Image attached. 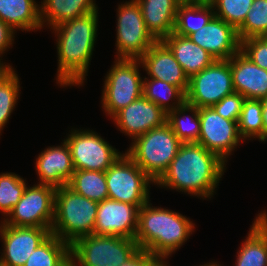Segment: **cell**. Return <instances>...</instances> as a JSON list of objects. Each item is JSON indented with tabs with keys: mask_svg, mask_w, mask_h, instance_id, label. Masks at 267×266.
<instances>
[{
	"mask_svg": "<svg viewBox=\"0 0 267 266\" xmlns=\"http://www.w3.org/2000/svg\"><path fill=\"white\" fill-rule=\"evenodd\" d=\"M225 170L226 162L215 153L197 142L183 143L154 185L206 200L216 193Z\"/></svg>",
	"mask_w": 267,
	"mask_h": 266,
	"instance_id": "cell-1",
	"label": "cell"
},
{
	"mask_svg": "<svg viewBox=\"0 0 267 266\" xmlns=\"http://www.w3.org/2000/svg\"><path fill=\"white\" fill-rule=\"evenodd\" d=\"M98 14L95 10L50 28L57 37L56 83L61 87L85 82L97 39Z\"/></svg>",
	"mask_w": 267,
	"mask_h": 266,
	"instance_id": "cell-2",
	"label": "cell"
},
{
	"mask_svg": "<svg viewBox=\"0 0 267 266\" xmlns=\"http://www.w3.org/2000/svg\"><path fill=\"white\" fill-rule=\"evenodd\" d=\"M150 201L139 209L135 241L139 249L166 260L185 244L195 224L179 212L153 207Z\"/></svg>",
	"mask_w": 267,
	"mask_h": 266,
	"instance_id": "cell-3",
	"label": "cell"
},
{
	"mask_svg": "<svg viewBox=\"0 0 267 266\" xmlns=\"http://www.w3.org/2000/svg\"><path fill=\"white\" fill-rule=\"evenodd\" d=\"M98 202L90 200L67 185L56 188L51 233L69 245L93 234Z\"/></svg>",
	"mask_w": 267,
	"mask_h": 266,
	"instance_id": "cell-4",
	"label": "cell"
},
{
	"mask_svg": "<svg viewBox=\"0 0 267 266\" xmlns=\"http://www.w3.org/2000/svg\"><path fill=\"white\" fill-rule=\"evenodd\" d=\"M182 144L166 122L136 137L125 152L156 182L167 170Z\"/></svg>",
	"mask_w": 267,
	"mask_h": 266,
	"instance_id": "cell-5",
	"label": "cell"
},
{
	"mask_svg": "<svg viewBox=\"0 0 267 266\" xmlns=\"http://www.w3.org/2000/svg\"><path fill=\"white\" fill-rule=\"evenodd\" d=\"M138 250L135 239L91 234L70 245L71 266H121Z\"/></svg>",
	"mask_w": 267,
	"mask_h": 266,
	"instance_id": "cell-6",
	"label": "cell"
},
{
	"mask_svg": "<svg viewBox=\"0 0 267 266\" xmlns=\"http://www.w3.org/2000/svg\"><path fill=\"white\" fill-rule=\"evenodd\" d=\"M113 64L105 76L101 97L103 111L110 118L140 98L143 92L139 59L117 58Z\"/></svg>",
	"mask_w": 267,
	"mask_h": 266,
	"instance_id": "cell-7",
	"label": "cell"
},
{
	"mask_svg": "<svg viewBox=\"0 0 267 266\" xmlns=\"http://www.w3.org/2000/svg\"><path fill=\"white\" fill-rule=\"evenodd\" d=\"M108 198L134 205H145L150 185L155 183L127 154L123 153L106 171Z\"/></svg>",
	"mask_w": 267,
	"mask_h": 266,
	"instance_id": "cell-8",
	"label": "cell"
},
{
	"mask_svg": "<svg viewBox=\"0 0 267 266\" xmlns=\"http://www.w3.org/2000/svg\"><path fill=\"white\" fill-rule=\"evenodd\" d=\"M115 58L139 59L157 41L147 29L137 0L118 5Z\"/></svg>",
	"mask_w": 267,
	"mask_h": 266,
	"instance_id": "cell-9",
	"label": "cell"
},
{
	"mask_svg": "<svg viewBox=\"0 0 267 266\" xmlns=\"http://www.w3.org/2000/svg\"><path fill=\"white\" fill-rule=\"evenodd\" d=\"M55 192L56 188L49 185L37 183L26 186L21 199L2 222L10 226L41 227L51 231Z\"/></svg>",
	"mask_w": 267,
	"mask_h": 266,
	"instance_id": "cell-10",
	"label": "cell"
},
{
	"mask_svg": "<svg viewBox=\"0 0 267 266\" xmlns=\"http://www.w3.org/2000/svg\"><path fill=\"white\" fill-rule=\"evenodd\" d=\"M64 140L69 146L75 170L105 172L123 154L89 129H71Z\"/></svg>",
	"mask_w": 267,
	"mask_h": 266,
	"instance_id": "cell-11",
	"label": "cell"
},
{
	"mask_svg": "<svg viewBox=\"0 0 267 266\" xmlns=\"http://www.w3.org/2000/svg\"><path fill=\"white\" fill-rule=\"evenodd\" d=\"M234 92L230 59L215 60L189 78L186 102L197 108L212 107Z\"/></svg>",
	"mask_w": 267,
	"mask_h": 266,
	"instance_id": "cell-12",
	"label": "cell"
},
{
	"mask_svg": "<svg viewBox=\"0 0 267 266\" xmlns=\"http://www.w3.org/2000/svg\"><path fill=\"white\" fill-rule=\"evenodd\" d=\"M199 118L200 136L197 143L227 163L232 151L244 141L237 122L223 118L212 107L199 108Z\"/></svg>",
	"mask_w": 267,
	"mask_h": 266,
	"instance_id": "cell-13",
	"label": "cell"
},
{
	"mask_svg": "<svg viewBox=\"0 0 267 266\" xmlns=\"http://www.w3.org/2000/svg\"><path fill=\"white\" fill-rule=\"evenodd\" d=\"M48 228L18 227L0 223V240L3 249L0 263L4 266H24L27 259L49 235Z\"/></svg>",
	"mask_w": 267,
	"mask_h": 266,
	"instance_id": "cell-14",
	"label": "cell"
},
{
	"mask_svg": "<svg viewBox=\"0 0 267 266\" xmlns=\"http://www.w3.org/2000/svg\"><path fill=\"white\" fill-rule=\"evenodd\" d=\"M141 206L109 198L99 202L93 234L135 239Z\"/></svg>",
	"mask_w": 267,
	"mask_h": 266,
	"instance_id": "cell-15",
	"label": "cell"
},
{
	"mask_svg": "<svg viewBox=\"0 0 267 266\" xmlns=\"http://www.w3.org/2000/svg\"><path fill=\"white\" fill-rule=\"evenodd\" d=\"M119 131L132 138V141L153 128L167 122V114L143 95L118 111L111 118Z\"/></svg>",
	"mask_w": 267,
	"mask_h": 266,
	"instance_id": "cell-16",
	"label": "cell"
},
{
	"mask_svg": "<svg viewBox=\"0 0 267 266\" xmlns=\"http://www.w3.org/2000/svg\"><path fill=\"white\" fill-rule=\"evenodd\" d=\"M189 38L216 60L230 59L240 51L241 47L237 30L216 16L207 25L192 33Z\"/></svg>",
	"mask_w": 267,
	"mask_h": 266,
	"instance_id": "cell-17",
	"label": "cell"
},
{
	"mask_svg": "<svg viewBox=\"0 0 267 266\" xmlns=\"http://www.w3.org/2000/svg\"><path fill=\"white\" fill-rule=\"evenodd\" d=\"M139 60L150 78L175 85L186 94L189 78L162 40H157Z\"/></svg>",
	"mask_w": 267,
	"mask_h": 266,
	"instance_id": "cell-18",
	"label": "cell"
},
{
	"mask_svg": "<svg viewBox=\"0 0 267 266\" xmlns=\"http://www.w3.org/2000/svg\"><path fill=\"white\" fill-rule=\"evenodd\" d=\"M38 184L55 188L63 187L70 181L75 171L71 152L66 141L61 145L45 148L35 162Z\"/></svg>",
	"mask_w": 267,
	"mask_h": 266,
	"instance_id": "cell-19",
	"label": "cell"
},
{
	"mask_svg": "<svg viewBox=\"0 0 267 266\" xmlns=\"http://www.w3.org/2000/svg\"><path fill=\"white\" fill-rule=\"evenodd\" d=\"M234 91L245 99L262 100L267 97V70L254 64L241 51L230 58Z\"/></svg>",
	"mask_w": 267,
	"mask_h": 266,
	"instance_id": "cell-20",
	"label": "cell"
},
{
	"mask_svg": "<svg viewBox=\"0 0 267 266\" xmlns=\"http://www.w3.org/2000/svg\"><path fill=\"white\" fill-rule=\"evenodd\" d=\"M162 41L172 51L175 60L181 65L188 78L201 72L216 60L189 37L180 36L172 32L164 37Z\"/></svg>",
	"mask_w": 267,
	"mask_h": 266,
	"instance_id": "cell-21",
	"label": "cell"
},
{
	"mask_svg": "<svg viewBox=\"0 0 267 266\" xmlns=\"http://www.w3.org/2000/svg\"><path fill=\"white\" fill-rule=\"evenodd\" d=\"M140 5L144 23L150 33L162 40L175 28L178 0H137Z\"/></svg>",
	"mask_w": 267,
	"mask_h": 266,
	"instance_id": "cell-22",
	"label": "cell"
},
{
	"mask_svg": "<svg viewBox=\"0 0 267 266\" xmlns=\"http://www.w3.org/2000/svg\"><path fill=\"white\" fill-rule=\"evenodd\" d=\"M257 215L237 251L235 266H267V212Z\"/></svg>",
	"mask_w": 267,
	"mask_h": 266,
	"instance_id": "cell-23",
	"label": "cell"
},
{
	"mask_svg": "<svg viewBox=\"0 0 267 266\" xmlns=\"http://www.w3.org/2000/svg\"><path fill=\"white\" fill-rule=\"evenodd\" d=\"M0 20L15 32L40 30V4L36 0H0Z\"/></svg>",
	"mask_w": 267,
	"mask_h": 266,
	"instance_id": "cell-24",
	"label": "cell"
},
{
	"mask_svg": "<svg viewBox=\"0 0 267 266\" xmlns=\"http://www.w3.org/2000/svg\"><path fill=\"white\" fill-rule=\"evenodd\" d=\"M95 2V0H43L40 5L42 28L45 25L53 28L63 22L98 10Z\"/></svg>",
	"mask_w": 267,
	"mask_h": 266,
	"instance_id": "cell-25",
	"label": "cell"
},
{
	"mask_svg": "<svg viewBox=\"0 0 267 266\" xmlns=\"http://www.w3.org/2000/svg\"><path fill=\"white\" fill-rule=\"evenodd\" d=\"M215 16L212 4L180 3L177 9L174 33L189 37L192 33L201 29Z\"/></svg>",
	"mask_w": 267,
	"mask_h": 266,
	"instance_id": "cell-26",
	"label": "cell"
},
{
	"mask_svg": "<svg viewBox=\"0 0 267 266\" xmlns=\"http://www.w3.org/2000/svg\"><path fill=\"white\" fill-rule=\"evenodd\" d=\"M24 266H71L70 245L51 233L32 251Z\"/></svg>",
	"mask_w": 267,
	"mask_h": 266,
	"instance_id": "cell-27",
	"label": "cell"
},
{
	"mask_svg": "<svg viewBox=\"0 0 267 266\" xmlns=\"http://www.w3.org/2000/svg\"><path fill=\"white\" fill-rule=\"evenodd\" d=\"M148 78L143 77L142 95L159 106L166 114L186 102V94L179 87L162 80Z\"/></svg>",
	"mask_w": 267,
	"mask_h": 266,
	"instance_id": "cell-28",
	"label": "cell"
},
{
	"mask_svg": "<svg viewBox=\"0 0 267 266\" xmlns=\"http://www.w3.org/2000/svg\"><path fill=\"white\" fill-rule=\"evenodd\" d=\"M167 123L182 143L198 142L200 136L199 108L185 102L167 114Z\"/></svg>",
	"mask_w": 267,
	"mask_h": 266,
	"instance_id": "cell-29",
	"label": "cell"
},
{
	"mask_svg": "<svg viewBox=\"0 0 267 266\" xmlns=\"http://www.w3.org/2000/svg\"><path fill=\"white\" fill-rule=\"evenodd\" d=\"M67 186L98 203L108 198L106 176L103 171L75 170Z\"/></svg>",
	"mask_w": 267,
	"mask_h": 266,
	"instance_id": "cell-30",
	"label": "cell"
},
{
	"mask_svg": "<svg viewBox=\"0 0 267 266\" xmlns=\"http://www.w3.org/2000/svg\"><path fill=\"white\" fill-rule=\"evenodd\" d=\"M238 131L243 140L255 138L263 142L262 102L245 99L238 119Z\"/></svg>",
	"mask_w": 267,
	"mask_h": 266,
	"instance_id": "cell-31",
	"label": "cell"
},
{
	"mask_svg": "<svg viewBox=\"0 0 267 266\" xmlns=\"http://www.w3.org/2000/svg\"><path fill=\"white\" fill-rule=\"evenodd\" d=\"M12 67L0 78V135L17 105L20 96V80Z\"/></svg>",
	"mask_w": 267,
	"mask_h": 266,
	"instance_id": "cell-32",
	"label": "cell"
},
{
	"mask_svg": "<svg viewBox=\"0 0 267 266\" xmlns=\"http://www.w3.org/2000/svg\"><path fill=\"white\" fill-rule=\"evenodd\" d=\"M18 174L6 172L0 174V212L5 219L19 202L23 195L27 183Z\"/></svg>",
	"mask_w": 267,
	"mask_h": 266,
	"instance_id": "cell-33",
	"label": "cell"
},
{
	"mask_svg": "<svg viewBox=\"0 0 267 266\" xmlns=\"http://www.w3.org/2000/svg\"><path fill=\"white\" fill-rule=\"evenodd\" d=\"M239 40L267 36V0H254L243 24L237 29Z\"/></svg>",
	"mask_w": 267,
	"mask_h": 266,
	"instance_id": "cell-34",
	"label": "cell"
},
{
	"mask_svg": "<svg viewBox=\"0 0 267 266\" xmlns=\"http://www.w3.org/2000/svg\"><path fill=\"white\" fill-rule=\"evenodd\" d=\"M254 0H209L215 16L236 30L243 24Z\"/></svg>",
	"mask_w": 267,
	"mask_h": 266,
	"instance_id": "cell-35",
	"label": "cell"
},
{
	"mask_svg": "<svg viewBox=\"0 0 267 266\" xmlns=\"http://www.w3.org/2000/svg\"><path fill=\"white\" fill-rule=\"evenodd\" d=\"M240 51L254 64L267 70V36L241 40Z\"/></svg>",
	"mask_w": 267,
	"mask_h": 266,
	"instance_id": "cell-36",
	"label": "cell"
},
{
	"mask_svg": "<svg viewBox=\"0 0 267 266\" xmlns=\"http://www.w3.org/2000/svg\"><path fill=\"white\" fill-rule=\"evenodd\" d=\"M244 100V96L234 92L225 96L221 101L213 105L212 108L223 118L238 122Z\"/></svg>",
	"mask_w": 267,
	"mask_h": 266,
	"instance_id": "cell-37",
	"label": "cell"
},
{
	"mask_svg": "<svg viewBox=\"0 0 267 266\" xmlns=\"http://www.w3.org/2000/svg\"><path fill=\"white\" fill-rule=\"evenodd\" d=\"M164 259L153 256L147 251L139 249L129 260L121 266H163Z\"/></svg>",
	"mask_w": 267,
	"mask_h": 266,
	"instance_id": "cell-38",
	"label": "cell"
},
{
	"mask_svg": "<svg viewBox=\"0 0 267 266\" xmlns=\"http://www.w3.org/2000/svg\"><path fill=\"white\" fill-rule=\"evenodd\" d=\"M15 31L3 21L0 20V56L2 57L10 46L14 44ZM6 51V52H5Z\"/></svg>",
	"mask_w": 267,
	"mask_h": 266,
	"instance_id": "cell-39",
	"label": "cell"
},
{
	"mask_svg": "<svg viewBox=\"0 0 267 266\" xmlns=\"http://www.w3.org/2000/svg\"><path fill=\"white\" fill-rule=\"evenodd\" d=\"M263 115V142H267V97L261 100Z\"/></svg>",
	"mask_w": 267,
	"mask_h": 266,
	"instance_id": "cell-40",
	"label": "cell"
},
{
	"mask_svg": "<svg viewBox=\"0 0 267 266\" xmlns=\"http://www.w3.org/2000/svg\"><path fill=\"white\" fill-rule=\"evenodd\" d=\"M2 57L0 56V78L3 77L11 68L12 66L8 63L5 64V62L3 63Z\"/></svg>",
	"mask_w": 267,
	"mask_h": 266,
	"instance_id": "cell-41",
	"label": "cell"
},
{
	"mask_svg": "<svg viewBox=\"0 0 267 266\" xmlns=\"http://www.w3.org/2000/svg\"><path fill=\"white\" fill-rule=\"evenodd\" d=\"M180 3H202L208 2L209 0H178Z\"/></svg>",
	"mask_w": 267,
	"mask_h": 266,
	"instance_id": "cell-42",
	"label": "cell"
},
{
	"mask_svg": "<svg viewBox=\"0 0 267 266\" xmlns=\"http://www.w3.org/2000/svg\"><path fill=\"white\" fill-rule=\"evenodd\" d=\"M167 264H168L167 261L164 260V265L163 266H169ZM199 266H222V265L218 264L217 262H215V263L214 262H209L207 264H203V265H199Z\"/></svg>",
	"mask_w": 267,
	"mask_h": 266,
	"instance_id": "cell-43",
	"label": "cell"
}]
</instances>
